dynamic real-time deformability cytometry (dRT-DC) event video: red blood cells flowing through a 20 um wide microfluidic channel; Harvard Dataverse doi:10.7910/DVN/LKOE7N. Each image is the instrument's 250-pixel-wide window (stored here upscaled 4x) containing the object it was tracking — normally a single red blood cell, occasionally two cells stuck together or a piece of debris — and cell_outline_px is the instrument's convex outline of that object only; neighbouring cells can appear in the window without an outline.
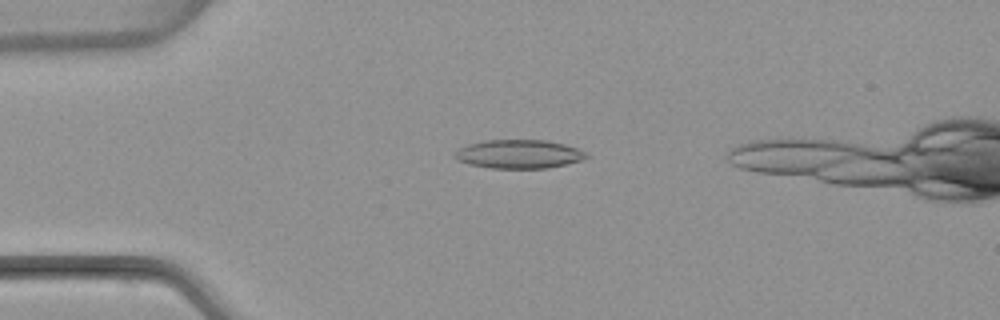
{"species": "common noctule bat (a hibernating species)", "species_latin": "Nyctalus noctula", "temperature_condition": "warm", "stored_images_in_passage": 4, "camera_frame_rate_fps": 3000, "um_per_image_px": 0.085, "animal": {"sex": "female", "body_mass_g": 22.7, "forearm_length_mm": 54.2}, "frame": {"image": 1, "passage_image": 4, "time_ms": 3.667, "image_size_px": [1000, 320], "cell_outline_px": [[592, 156], [580, 160], [548, 168], [492, 168], [468, 164], [456, 160], [452, 156], [452, 152], [468, 144], [484, 140], [548, 140], [564, 144], [576, 148]], "centroid_in_image_um": [44.05, 13.09], "position_along_channel_um": 41.0, "area_um2": 22.08}}